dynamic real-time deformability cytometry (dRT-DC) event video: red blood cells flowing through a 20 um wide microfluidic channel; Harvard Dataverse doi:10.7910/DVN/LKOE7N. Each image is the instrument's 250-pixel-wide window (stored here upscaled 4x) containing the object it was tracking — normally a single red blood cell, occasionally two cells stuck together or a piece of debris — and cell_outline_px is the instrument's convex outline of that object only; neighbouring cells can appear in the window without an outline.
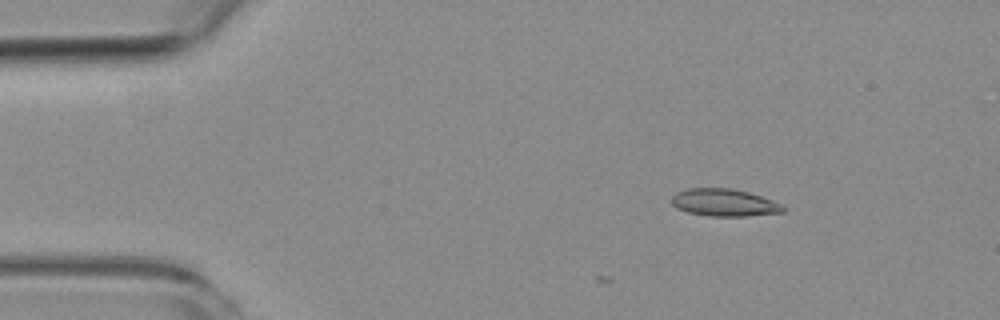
{"species": "common noctule bat (a hibernating species)", "species_latin": "Nyctalus noctula", "temperature_condition": "room temperature", "stored_images_in_passage": 4, "camera_frame_rate_fps": 3000, "um_per_image_px": 0.085, "animal": {"sex": "female", "body_mass_g": 19.3, "forearm_length_mm": 54.1}, "frame": {"image": 1, "passage_image": 2, "time_ms": 1.0, "image_size_px": [1000, 320], "cell_outline_px": [[788, 208], [784, 212], [748, 216], [708, 216], [688, 212], [676, 208], [672, 204], [672, 196], [676, 192], [688, 188], [732, 188], [748, 192], [760, 196], [780, 204]], "centroid_in_image_um": [61.55, 17.22], "position_along_channel_um": 23.5, "area_um2": 17.8}}